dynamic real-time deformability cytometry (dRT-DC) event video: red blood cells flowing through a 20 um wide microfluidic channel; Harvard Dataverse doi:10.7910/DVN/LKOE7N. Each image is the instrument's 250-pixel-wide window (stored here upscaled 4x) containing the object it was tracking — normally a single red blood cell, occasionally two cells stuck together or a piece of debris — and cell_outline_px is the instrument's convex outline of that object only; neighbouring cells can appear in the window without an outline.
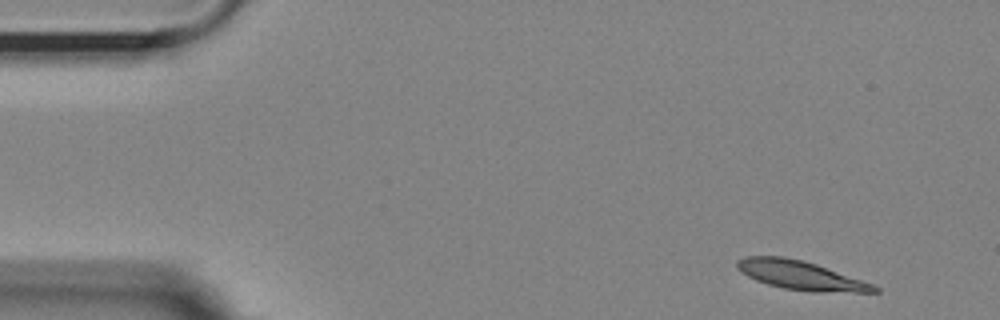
{"species": "Egyptian fruit bat (a non-hibernating species)", "species_latin": "Rousettus aegyptiacus", "temperature_condition": "room temperature", "stored_images_in_passage": 52, "camera_frame_rate_fps": 3000, "um_per_image_px": 0.085, "animal": {"sex": "female"}, "frame": {"image": 1, "passage_image": 1, "time_ms": 0.0, "image_size_px": [1000, 320], "cell_outline_px": [[880, 292], [812, 292], [784, 288], [768, 284], [756, 280], [748, 276], [736, 268], [736, 260], [748, 256], [784, 256], [804, 260], [816, 264], [872, 284], [880, 288]], "centroid_in_image_um": [68.03, 23.4], "position_along_channel_um": 17.0, "area_um2": 22.95}}
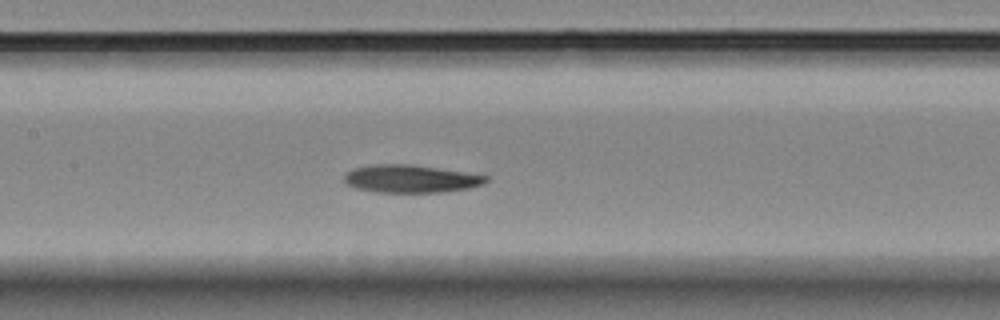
{"frame": {"image": 2, "passage_image": 22, "time_ms": 7.0, "image_size_px": [1000, 320], "cell_outline_px": [[488, 180], [484, 184], [468, 188], [440, 192], [376, 192], [356, 188], [348, 184], [344, 180], [344, 176], [352, 168], [376, 164], [412, 164], [464, 172], [488, 176]], "centroid_in_image_um": [34.9, 15.19], "position_along_channel_um": 172.5, "area_um2": 22.77}}
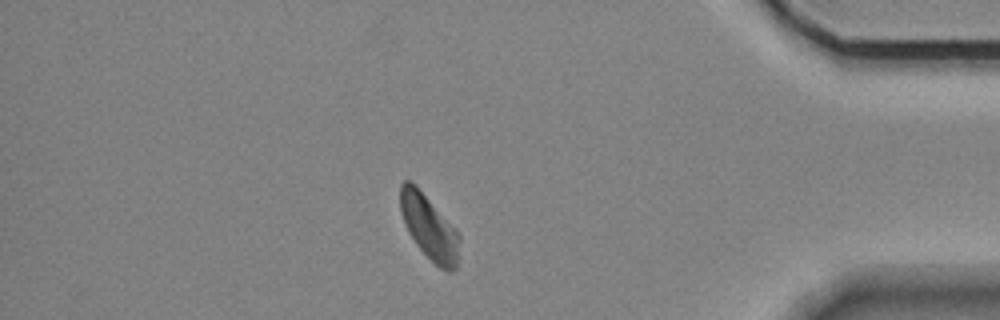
{"frame": {"image": 3, "passage_image": 44, "time_ms": 14.333, "image_size_px": [1000, 320], "cell_outline_px": [[460, 240], [456, 268], [448, 272], [440, 268], [416, 244], [408, 232], [400, 212], [400, 184], [404, 180], [408, 180], [416, 184], [456, 228], [460, 236]], "centroid_in_image_um": [36.48, 19.27], "position_along_channel_um": 398.7, "area_um2": 22.31}}